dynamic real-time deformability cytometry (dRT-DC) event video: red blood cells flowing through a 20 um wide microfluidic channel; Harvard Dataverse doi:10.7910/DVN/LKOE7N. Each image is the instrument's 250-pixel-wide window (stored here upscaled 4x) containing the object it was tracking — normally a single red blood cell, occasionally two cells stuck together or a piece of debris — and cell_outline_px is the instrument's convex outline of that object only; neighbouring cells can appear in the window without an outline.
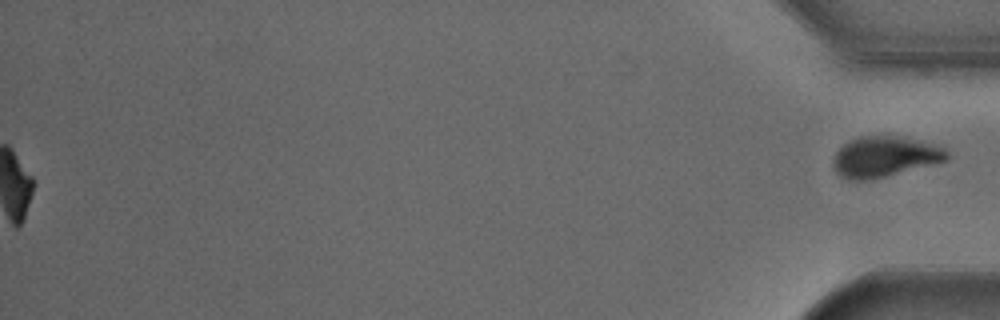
{"species": "Egyptian fruit bat (a non-hibernating species)", "species_latin": "Rousettus aegyptiacus", "temperature_condition": "cold", "stored_images_in_passage": 55, "segment_of_instrument_passage": [2, 2], "camera_frame_rate_fps": 3000, "um_per_image_px": 0.085, "animal": {"sex": "male"}, "frame": {"image": 1, "passage_image": 55, "time_ms": 18.0, "image_size_px": [1000, 320], "cell_outline_px": [[952, 156], [948, 160], [872, 180], [848, 180], [840, 176], [836, 172], [832, 164], [832, 160], [836, 152], [848, 140], [860, 136], [900, 136], [944, 144]], "centroid_in_image_um": [75.27, 13.3], "position_along_channel_um": 359.9, "area_um2": 27.69}}